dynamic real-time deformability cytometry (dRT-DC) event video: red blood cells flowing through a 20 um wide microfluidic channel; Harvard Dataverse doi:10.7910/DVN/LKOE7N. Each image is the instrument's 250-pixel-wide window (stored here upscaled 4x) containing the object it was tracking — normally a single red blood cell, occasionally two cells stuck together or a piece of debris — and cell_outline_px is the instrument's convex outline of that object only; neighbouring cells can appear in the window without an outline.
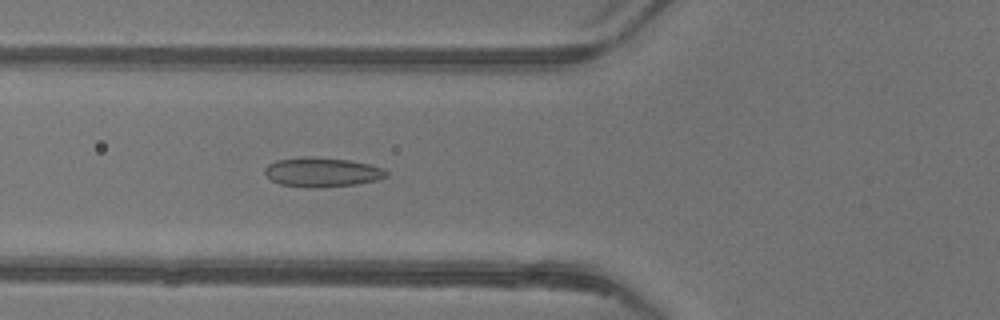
{"species": "common noctule bat (a hibernating species)", "species_latin": "Nyctalus noctula", "temperature_condition": "warm", "stored_images_in_passage": 36, "camera_frame_rate_fps": 3000, "um_per_image_px": 0.085, "animal": {"sex": "female"}, "frame": {"image": 1, "passage_image": 6, "time_ms": 1.667, "image_size_px": [1000, 320], "cell_outline_px": [[388, 176], [376, 180], [356, 184], [312, 188], [304, 188], [280, 184], [272, 180], [264, 172], [264, 168], [268, 164], [276, 160], [304, 156], [312, 156], [348, 160], [368, 164], [384, 168], [388, 172]], "centroid_in_image_um": [27.36, 14.63], "position_along_channel_um": 98.4, "area_um2": 20.92}}
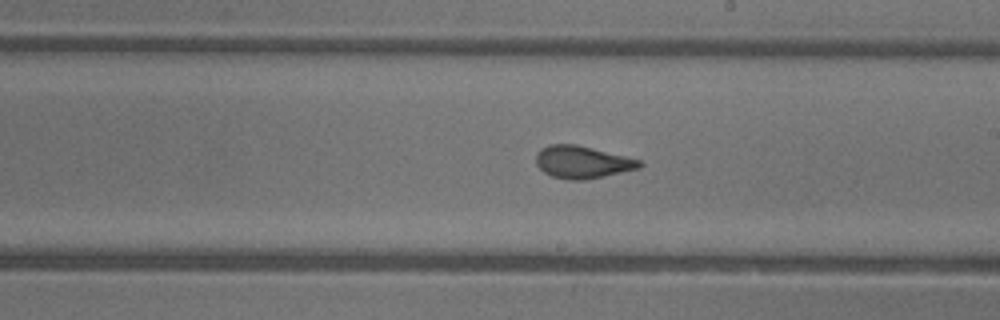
{"frame": {"image": 2, "passage_image": 16, "time_ms": 5.0, "image_size_px": [1000, 320], "cell_outline_px": [[644, 164], [640, 168], [604, 176], [584, 180], [568, 180], [552, 176], [544, 172], [536, 164], [536, 156], [540, 148], [552, 144], [576, 144], [640, 160]], "centroid_in_image_um": [49.49, 13.78], "position_along_channel_um": 239.5, "area_um2": 19.42}}
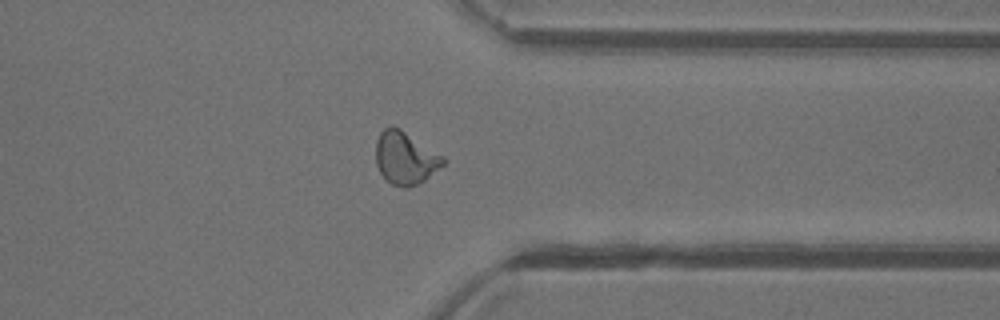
{"frame": {"image": 3, "passage_image": 26, "time_ms": 8.333, "image_size_px": [1000, 320], "cell_outline_px": [[448, 160], [444, 164], [420, 184], [408, 188], [404, 188], [392, 184], [380, 172], [376, 164], [376, 140], [380, 132], [384, 128], [392, 124], [400, 128], [444, 156]], "centroid_in_image_um": [34.46, 13.42], "position_along_channel_um": 376.9, "area_um2": 20.87}, "authors_computed_cell_mechanics": {"area_um2": 19.8543, "velocity_mm_per_s": 4.2166, "shape_relaxation_time_tau1_ms": 9.5271, "shape_relaxation_time_tau2_ms": null, "deformation_change_tau1": 0.2345, "deformation_change_tau2": null}}